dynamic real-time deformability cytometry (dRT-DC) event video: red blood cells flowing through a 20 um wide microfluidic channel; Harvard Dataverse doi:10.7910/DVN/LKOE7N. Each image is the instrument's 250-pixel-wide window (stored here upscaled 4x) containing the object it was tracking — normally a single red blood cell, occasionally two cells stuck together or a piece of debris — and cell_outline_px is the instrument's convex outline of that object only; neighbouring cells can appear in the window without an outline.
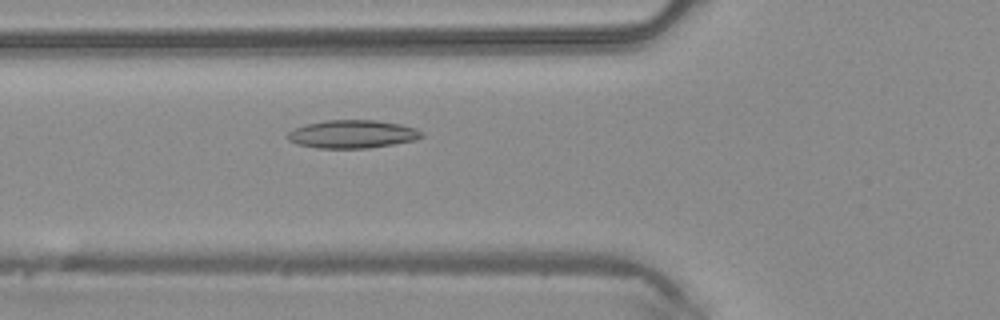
{"species": "common noctule bat (a hibernating species)", "species_latin": "Nyctalus noctula", "temperature_condition": "warm", "stored_images_in_passage": 33, "camera_frame_rate_fps": 3000, "um_per_image_px": 0.085, "animal": {"sex": "male", "body_mass_g": 20.4}, "frame": {"image": 1, "passage_image": 6, "time_ms": 1.667, "image_size_px": [1000, 320], "cell_outline_px": [[424, 136], [416, 140], [368, 148], [316, 148], [296, 144], [288, 140], [288, 132], [292, 128], [324, 120], [376, 120], [400, 124], [416, 128], [424, 132]], "centroid_in_image_um": [29.96, 11.4], "position_along_channel_um": 95.8, "area_um2": 22.08}}
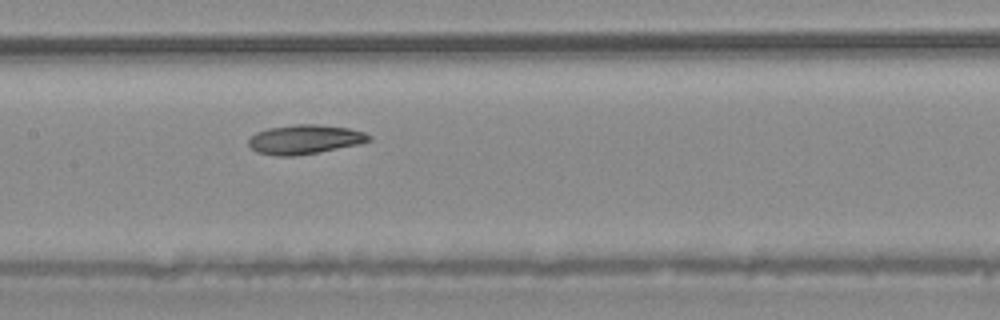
{"frame": {"image": 2, "passage_image": 12, "time_ms": 3.667, "image_size_px": [1000, 320], "cell_outline_px": [[372, 140], [360, 144], [296, 156], [276, 156], [256, 152], [248, 144], [248, 140], [256, 132], [268, 128], [296, 124], [316, 124], [348, 128], [364, 132], [372, 136]], "centroid_in_image_um": [25.91, 11.85], "position_along_channel_um": 181.5, "area_um2": 20.58}}
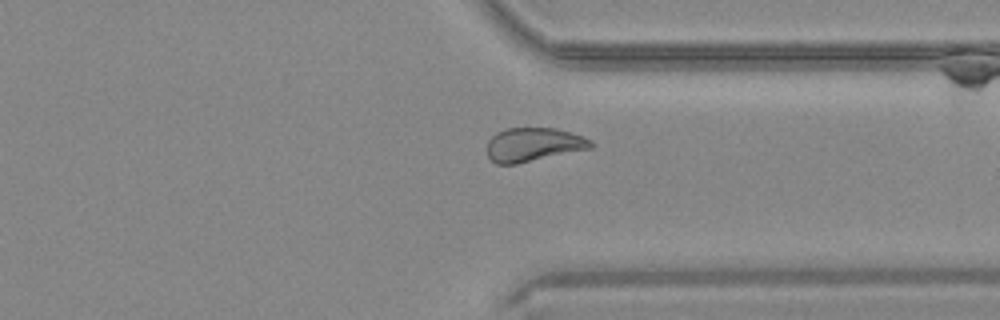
{"frame": {"image": 3, "passage_image": 25, "time_ms": 8.0, "image_size_px": [1000, 320], "cell_outline_px": [[592, 148], [516, 164], [496, 164], [488, 156], [488, 140], [496, 132], [504, 128], [556, 128], [584, 136], [592, 140]], "centroid_in_image_um": [45.34, 12.28], "position_along_channel_um": 366.1, "area_um2": 20.46}}